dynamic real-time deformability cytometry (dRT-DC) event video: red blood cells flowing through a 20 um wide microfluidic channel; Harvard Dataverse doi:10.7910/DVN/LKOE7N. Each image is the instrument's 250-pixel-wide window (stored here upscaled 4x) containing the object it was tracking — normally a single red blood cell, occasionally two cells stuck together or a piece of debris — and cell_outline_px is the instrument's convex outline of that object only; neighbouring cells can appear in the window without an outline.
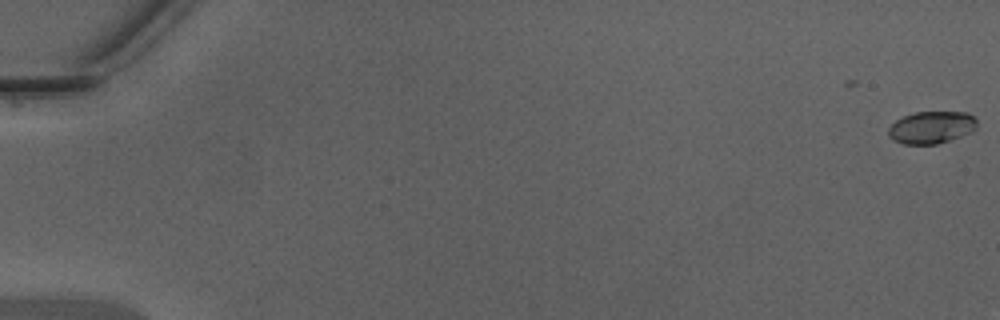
{"species": "Egyptian fruit bat (a non-hibernating species)", "species_latin": "Rousettus aegyptiacus", "temperature_condition": "warm", "stored_images_in_passage": 15, "camera_frame_rate_fps": 3000, "um_per_image_px": 0.085, "animal": {"sex": "male"}, "frame": {"image": 1, "passage_image": 1, "time_ms": 0.0, "image_size_px": [1000, 320], "cell_outline_px": [[976, 128], [972, 132], [936, 144], [904, 144], [892, 140], [888, 136], [888, 128], [896, 120], [904, 116], [916, 112], [968, 112], [976, 120]], "centroid_in_image_um": [79.15, 10.83], "position_along_channel_um": 5.8, "area_um2": 16.59}}
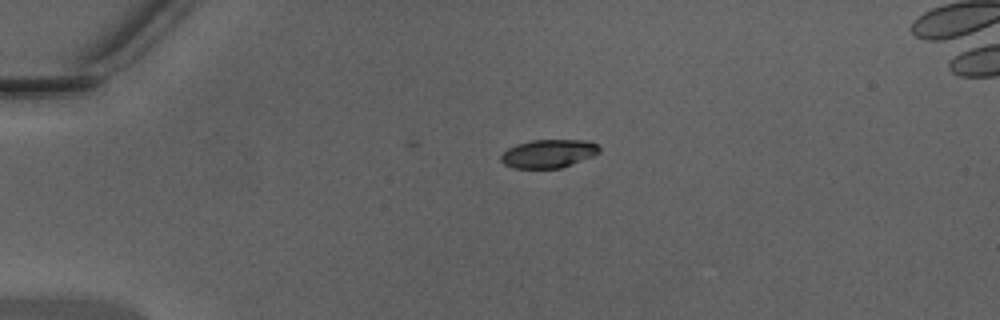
{"frame": {"image": 2, "passage_image": 13, "time_ms": 4.0, "image_size_px": [1000, 320], "cell_outline_px": [[600, 152], [592, 156], [572, 164], [560, 168], [512, 168], [504, 164], [500, 160], [500, 156], [508, 148], [516, 144], [532, 140], [588, 140], [600, 144]], "centroid_in_image_um": [46.64, 13.05], "position_along_channel_um": 38.4, "area_um2": 16.36}}